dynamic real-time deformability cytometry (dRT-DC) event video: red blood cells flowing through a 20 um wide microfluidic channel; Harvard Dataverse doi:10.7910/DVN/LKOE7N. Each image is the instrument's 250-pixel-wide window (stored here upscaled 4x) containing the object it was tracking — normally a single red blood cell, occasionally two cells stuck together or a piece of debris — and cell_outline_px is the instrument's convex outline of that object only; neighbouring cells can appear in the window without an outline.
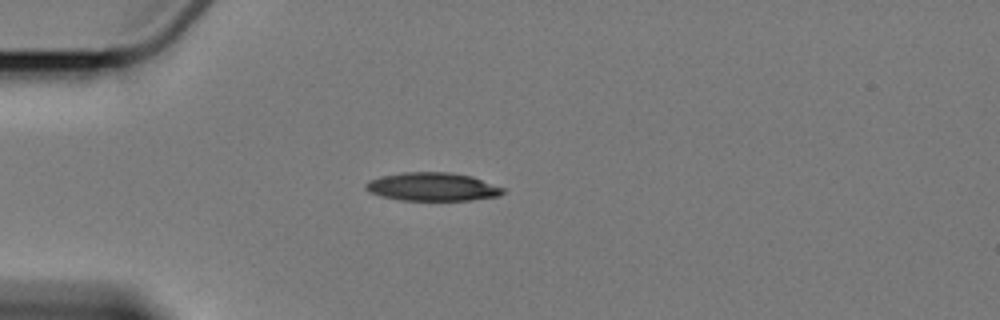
{"species": "Egyptian fruit bat (a non-hibernating species)", "species_latin": "Rousettus aegyptiacus", "temperature_condition": "cold", "stored_images_in_passage": 4, "camera_frame_rate_fps": 3000, "um_per_image_px": 0.085, "animal": {"sex": "female"}, "frame": {"image": 1, "passage_image": 4, "time_ms": 4.333, "image_size_px": [1000, 320], "cell_outline_px": [[504, 192], [500, 196], [472, 200], [400, 200], [380, 196], [364, 188], [364, 184], [368, 180], [380, 176], [404, 172], [448, 172], [472, 176], [504, 188]], "centroid_in_image_um": [36.75, 15.87], "position_along_channel_um": 48.3, "area_um2": 22.72}}